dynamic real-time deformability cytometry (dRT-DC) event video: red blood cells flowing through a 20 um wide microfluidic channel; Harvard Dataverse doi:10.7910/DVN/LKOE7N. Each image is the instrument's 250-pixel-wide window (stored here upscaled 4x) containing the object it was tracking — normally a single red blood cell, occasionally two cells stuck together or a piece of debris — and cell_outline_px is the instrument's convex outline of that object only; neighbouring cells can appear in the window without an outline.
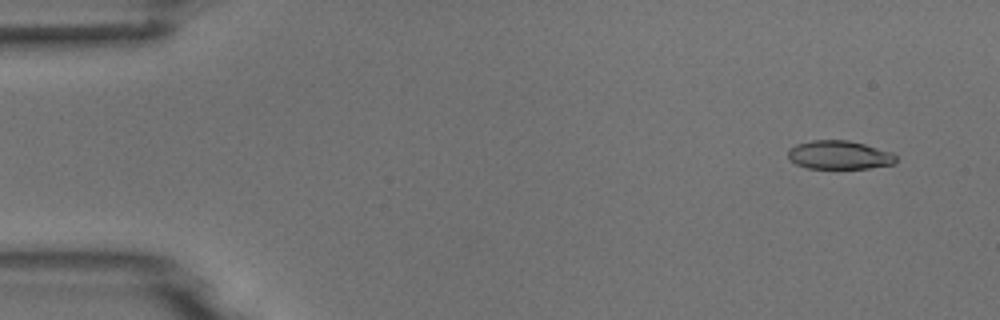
{"species": "common noctule bat (a hibernating species)", "species_latin": "Nyctalus noctula", "temperature_condition": "room temperature", "stored_images_in_passage": 5, "segment_of_instrument_passage": [2, 2], "camera_frame_rate_fps": 3000, "um_per_image_px": 0.085, "animal": {"sex": "male", "body_mass_g": 18.8}, "frame": {"image": 1, "passage_image": 5, "time_ms": 4.667, "image_size_px": [1000, 320], "cell_outline_px": [[896, 164], [868, 168], [808, 168], [796, 164], [788, 156], [788, 152], [796, 144], [812, 140], [848, 140], [864, 144], [892, 152], [896, 156]], "centroid_in_image_um": [71.37, 13.17], "position_along_channel_um": 13.6, "area_um2": 17.86}}